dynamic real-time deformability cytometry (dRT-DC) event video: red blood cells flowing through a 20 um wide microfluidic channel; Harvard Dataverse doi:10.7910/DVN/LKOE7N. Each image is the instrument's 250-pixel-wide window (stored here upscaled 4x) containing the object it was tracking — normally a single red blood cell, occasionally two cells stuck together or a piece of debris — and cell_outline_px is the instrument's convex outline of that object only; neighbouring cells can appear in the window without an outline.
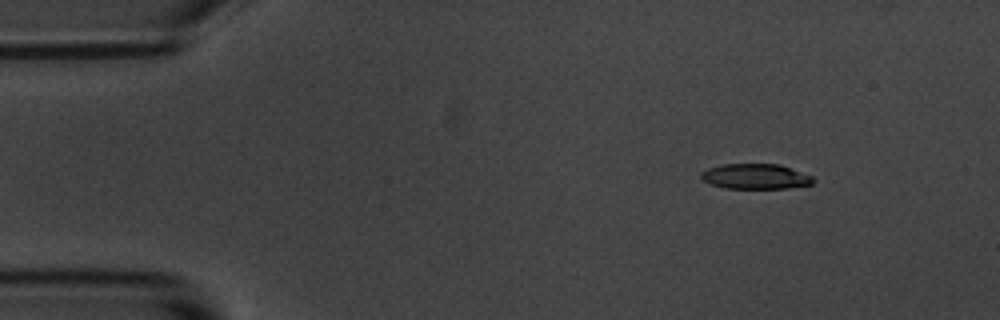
{"species": "common noctule bat (a hibernating species)", "species_latin": "Nyctalus noctula", "temperature_condition": "room temperature", "stored_images_in_passage": 6, "camera_frame_rate_fps": 3000, "um_per_image_px": 0.085, "animal": {"sex": "male", "body_mass_g": 20.1, "forearm_length_mm": 53.5}, "frame": {"image": 1, "passage_image": 2, "time_ms": 1.0, "image_size_px": [1000, 320], "cell_outline_px": [[816, 180], [812, 184], [788, 188], [724, 188], [712, 184], [704, 180], [700, 176], [700, 172], [708, 168], [724, 164], [780, 164], [812, 176]], "centroid_in_image_um": [64.23, 14.99], "position_along_channel_um": 20.8, "area_um2": 16.42}}
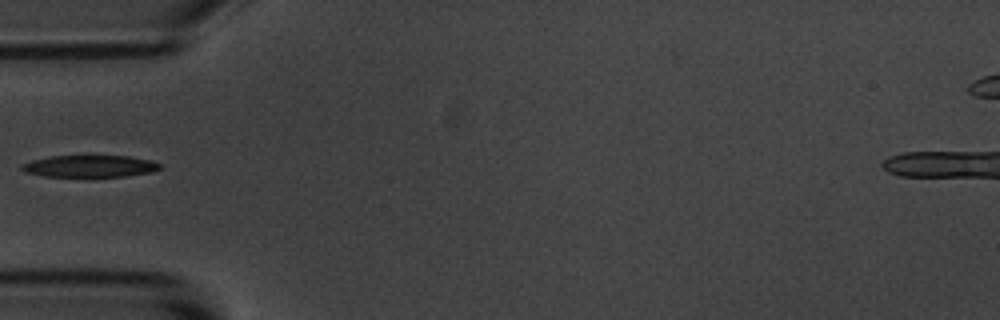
{"frame": {"image": 2, "passage_image": 5, "time_ms": 4.667, "image_size_px": [1000, 320], "cell_outline_px": [[160, 168], [152, 172], [124, 176], [44, 176], [24, 172], [20, 168], [20, 164], [32, 160], [52, 156], [128, 156], [152, 160], [160, 164]], "centroid_in_image_um": [7.61, 14.12], "position_along_channel_um": 77.4, "area_um2": 17.51}}